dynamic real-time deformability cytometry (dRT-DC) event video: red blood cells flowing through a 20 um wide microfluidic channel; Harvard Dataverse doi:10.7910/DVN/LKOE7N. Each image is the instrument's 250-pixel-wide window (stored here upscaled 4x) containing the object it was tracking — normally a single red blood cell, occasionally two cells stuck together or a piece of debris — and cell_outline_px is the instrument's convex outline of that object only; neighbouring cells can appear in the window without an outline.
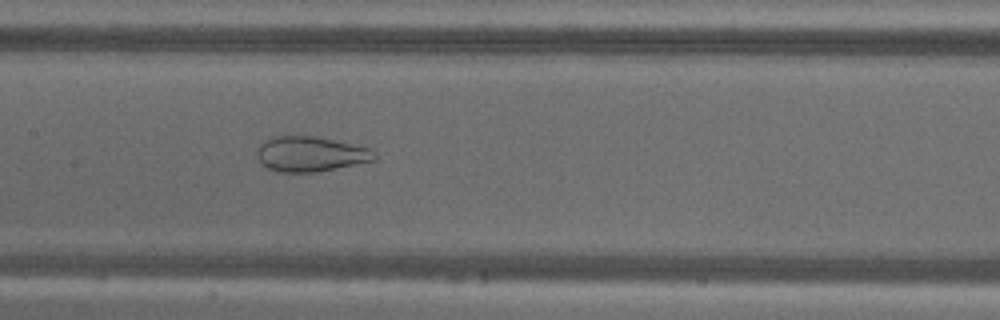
{"species": "common noctule bat (a hibernating species)", "species_latin": "Nyctalus noctula", "temperature_condition": "warm", "stored_images_in_passage": 56, "camera_frame_rate_fps": 3000, "um_per_image_px": 0.085, "animal": {"sex": "male", "body_mass_g": 18.8}, "frame": {"image": 1, "passage_image": 27, "time_ms": 8.667, "image_size_px": [1000, 320], "cell_outline_px": [[376, 160], [316, 172], [276, 172], [260, 164], [256, 156], [256, 152], [260, 144], [264, 140], [272, 136], [312, 136], [372, 148], [376, 152]], "centroid_in_image_um": [26.36, 13.1], "position_along_channel_um": 181.0, "area_um2": 24.16}}
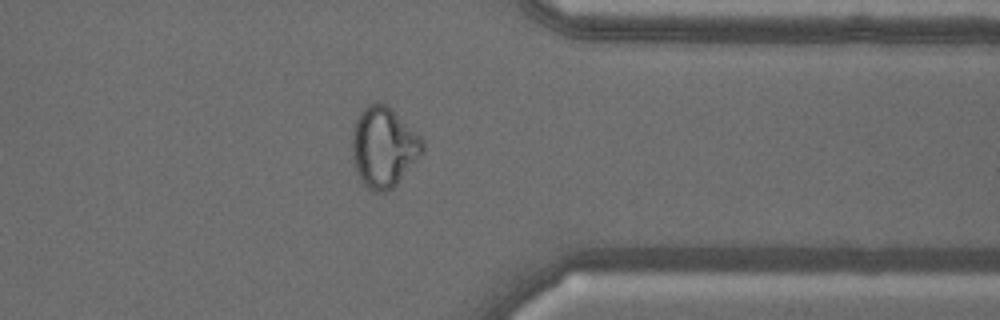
{"frame": {"image": 2, "passage_image": 44, "time_ms": 14.333, "image_size_px": [1000, 320], "cell_outline_px": [[424, 152], [396, 184], [392, 188], [384, 192], [372, 192], [364, 184], [356, 172], [352, 156], [352, 132], [356, 120], [360, 112], [368, 104], [376, 100], [384, 104], [420, 136], [424, 140]], "centroid_in_image_um": [32.59, 12.52], "position_along_channel_um": 378.8, "area_um2": 32.66}}
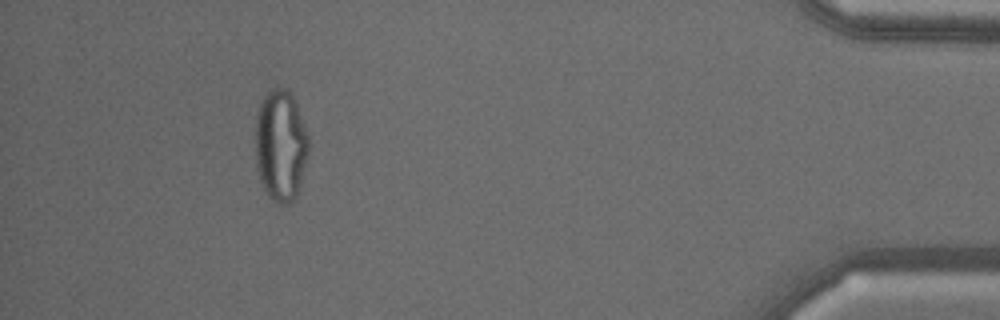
{"frame": {"image": 3, "passage_image": 51, "time_ms": 16.667, "image_size_px": [1000, 320], "cell_outline_px": [[308, 152], [300, 184], [296, 196], [288, 204], [276, 204], [268, 196], [260, 180], [256, 168], [256, 112], [264, 96], [272, 88], [288, 88], [296, 100], [308, 136]], "centroid_in_image_um": [23.85, 12.35], "position_along_channel_um": 411.4, "area_um2": 34.74}}